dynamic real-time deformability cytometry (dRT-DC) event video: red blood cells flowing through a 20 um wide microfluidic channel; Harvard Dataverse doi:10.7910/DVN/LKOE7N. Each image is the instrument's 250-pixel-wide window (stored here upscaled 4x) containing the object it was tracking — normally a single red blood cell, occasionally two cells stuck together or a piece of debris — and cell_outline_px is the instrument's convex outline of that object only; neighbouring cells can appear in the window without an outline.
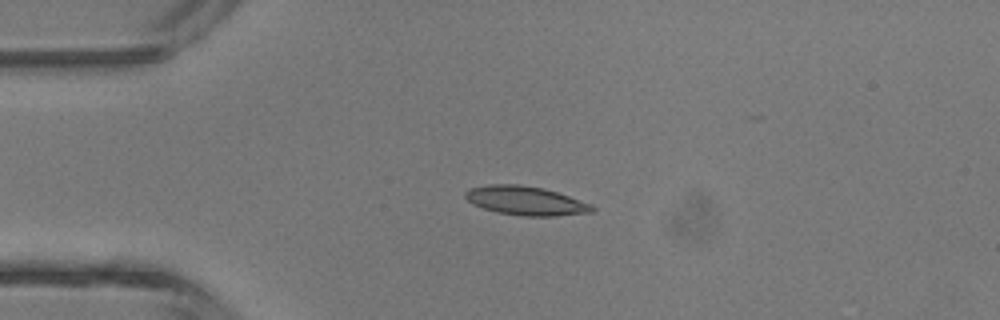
{"species": "common noctule bat (a hibernating species)", "species_latin": "Nyctalus noctula", "temperature_condition": "room temperature", "stored_images_in_passage": 2, "camera_frame_rate_fps": 3000, "um_per_image_px": 0.085, "animal": {"sex": "male", "body_mass_g": 13.3}, "frame": {"image": 1, "passage_image": 1, "time_ms": 0.0, "image_size_px": [1000, 320], "cell_outline_px": [[596, 208], [592, 212], [556, 216], [524, 216], [496, 212], [472, 204], [464, 196], [464, 192], [472, 188], [488, 184], [520, 184], [544, 188], [592, 204]], "centroid_in_image_um": [44.68, 17.06], "position_along_channel_um": 40.3, "area_um2": 21.39}}